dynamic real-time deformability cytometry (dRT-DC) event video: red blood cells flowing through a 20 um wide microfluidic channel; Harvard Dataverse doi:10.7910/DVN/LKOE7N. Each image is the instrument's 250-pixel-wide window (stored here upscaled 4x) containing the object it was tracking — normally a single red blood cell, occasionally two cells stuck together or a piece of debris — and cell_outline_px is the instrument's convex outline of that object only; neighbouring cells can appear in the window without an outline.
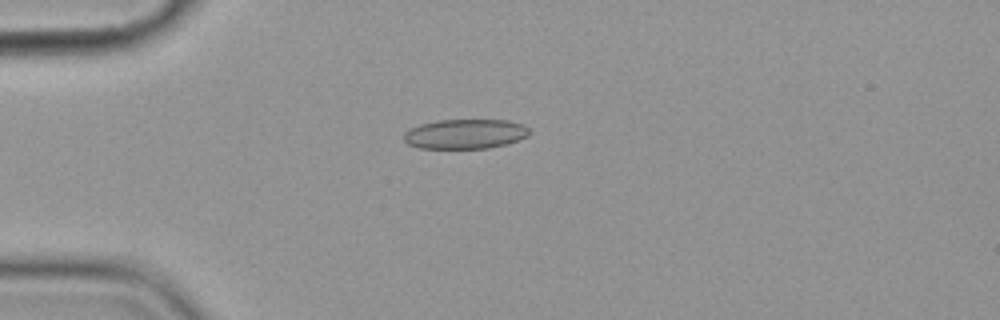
{"species": "common noctule bat (a hibernating species)", "species_latin": "Nyctalus noctula", "temperature_condition": "cold", "stored_images_in_passage": 9, "camera_frame_rate_fps": 3000, "um_per_image_px": 0.085, "animal": {"sex": "female", "body_mass_g": 19.9}, "frame": {"image": 1, "passage_image": 2, "time_ms": 1.333, "image_size_px": [1000, 320], "cell_outline_px": [[532, 132], [528, 136], [504, 144], [488, 148], [420, 148], [408, 144], [404, 140], [404, 132], [420, 124], [436, 120], [508, 120], [524, 124]], "centroid_in_image_um": [39.55, 11.37], "position_along_channel_um": 45.4, "area_um2": 21.68}}
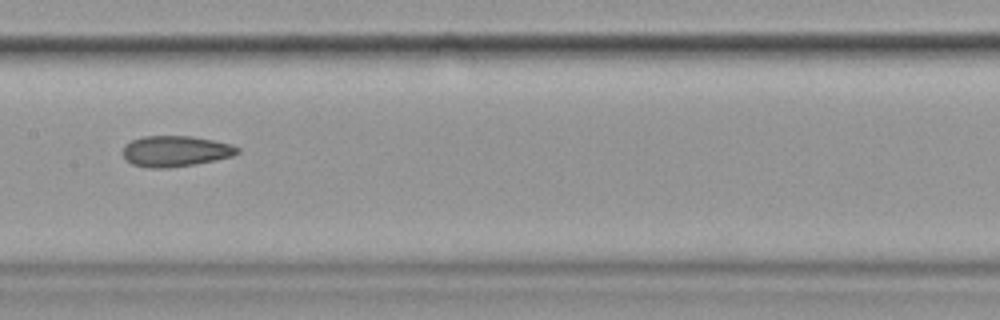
{"frame": {"image": 2, "passage_image": 6, "time_ms": 6.0, "image_size_px": [1000, 320], "cell_outline_px": [[240, 152], [232, 156], [216, 160], [196, 164], [168, 168], [148, 168], [132, 164], [124, 160], [120, 152], [124, 144], [132, 140], [144, 136], [192, 136], [232, 144], [240, 148]], "centroid_in_image_um": [14.87, 12.85], "position_along_channel_um": 192.5, "area_um2": 20.98}}
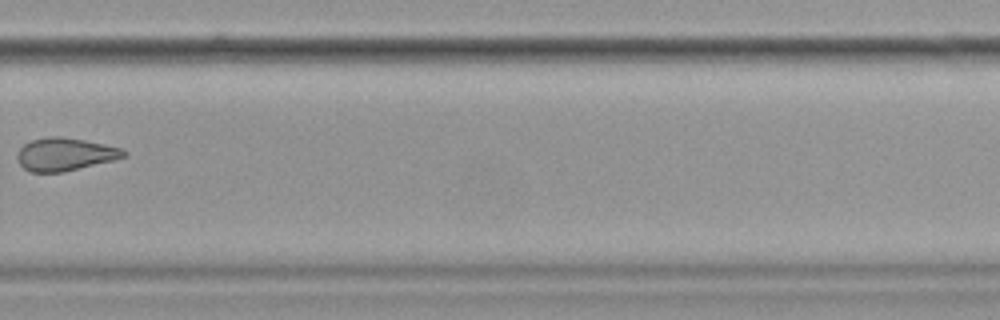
{"frame": {"image": 3, "passage_image": 9, "time_ms": 9.667, "image_size_px": [1000, 320], "cell_outline_px": [[128, 156], [64, 172], [28, 172], [16, 160], [16, 156], [20, 148], [24, 144], [32, 140], [48, 136], [60, 136], [84, 140], [104, 144], [120, 148], [128, 152]], "centroid_in_image_um": [5.5, 13.11], "position_along_channel_um": 324.3, "area_um2": 20.4}}